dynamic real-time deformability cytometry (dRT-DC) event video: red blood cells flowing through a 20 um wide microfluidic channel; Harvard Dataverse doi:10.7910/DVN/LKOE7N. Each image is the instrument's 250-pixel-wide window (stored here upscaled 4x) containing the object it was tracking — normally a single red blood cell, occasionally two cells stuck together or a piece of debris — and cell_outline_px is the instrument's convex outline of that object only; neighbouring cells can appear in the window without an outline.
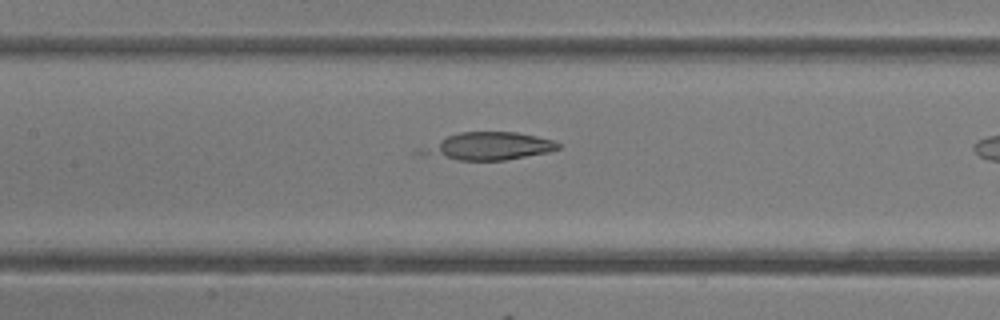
{"species": "common noctule bat (a hibernating species)", "species_latin": "Nyctalus noctula", "temperature_condition": "room temperature", "stored_images_in_passage": 10, "camera_frame_rate_fps": 3000, "um_per_image_px": 0.085, "animal": {"sex": "female"}, "frame": {"image": 1, "passage_image": 9, "time_ms": 2.667, "image_size_px": [1000, 320], "cell_outline_px": [[560, 148], [548, 152], [504, 160], [456, 160], [412, 152], [412, 148], [460, 132], [516, 132], [536, 136], [552, 140], [560, 144]], "centroid_in_image_um": [41.4, 12.42], "position_along_channel_um": 166.0, "area_um2": 22.2}}